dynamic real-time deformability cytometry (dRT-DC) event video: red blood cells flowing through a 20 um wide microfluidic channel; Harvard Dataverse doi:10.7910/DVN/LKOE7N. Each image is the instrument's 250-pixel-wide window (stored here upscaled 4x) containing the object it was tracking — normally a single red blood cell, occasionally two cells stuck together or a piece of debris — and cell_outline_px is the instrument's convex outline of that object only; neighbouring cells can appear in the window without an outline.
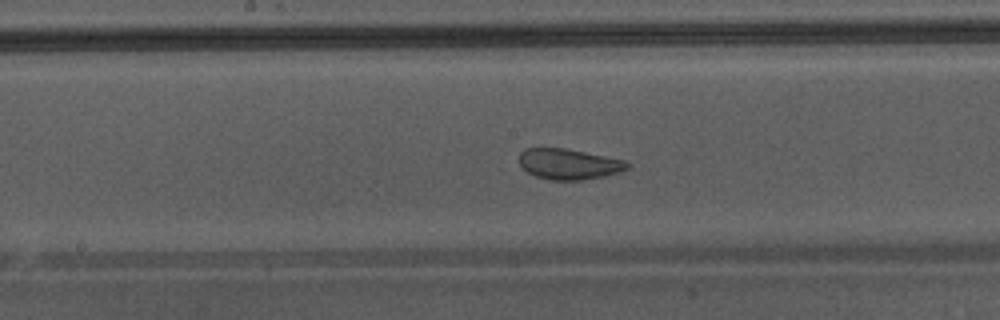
{"species": "Egyptian fruit bat (a non-hibernating species)", "species_latin": "Rousettus aegyptiacus", "temperature_condition": "warm", "stored_images_in_passage": 39, "camera_frame_rate_fps": 3000, "um_per_image_px": 0.085, "animal": {"sex": "male"}, "frame": {"image": 1, "passage_image": 17, "time_ms": 5.333, "image_size_px": [1000, 320], "cell_outline_px": [[632, 164], [628, 168], [604, 176], [580, 180], [552, 180], [536, 176], [528, 172], [520, 164], [520, 152], [524, 148], [564, 148], [628, 160]], "centroid_in_image_um": [48.38, 13.93], "position_along_channel_um": 199.8, "area_um2": 19.25}, "authors_computed_cell_mechanics": {"area_um2": 22.3686, "velocity_mm_per_s": 4.3149, "shape_relaxation_time_tau1_ms": 7.0967, "shape_relaxation_time_tau2_ms": 0.7088, "deformation_change_tau1": 0.1132, "deformation_change_tau2": 0.0787}}